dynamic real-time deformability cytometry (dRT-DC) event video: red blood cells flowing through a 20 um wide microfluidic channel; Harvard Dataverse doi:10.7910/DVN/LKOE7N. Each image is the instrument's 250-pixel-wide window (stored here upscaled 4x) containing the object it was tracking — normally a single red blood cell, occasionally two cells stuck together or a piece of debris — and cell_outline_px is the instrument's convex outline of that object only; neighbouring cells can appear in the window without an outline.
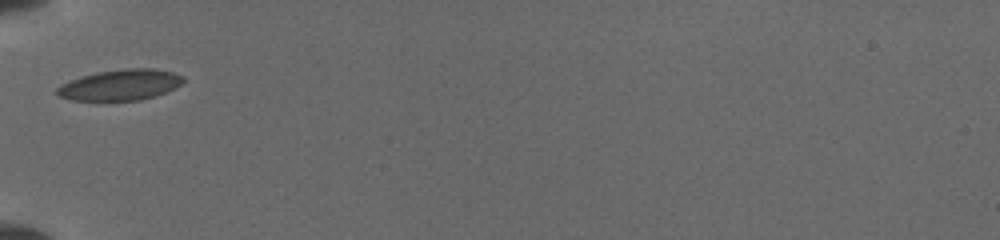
{"species": "common noctule bat (a hibernating species)", "species_latin": "Nyctalus noctula", "temperature_condition": "cold", "stored_images_in_passage": 4, "camera_frame_rate_fps": 3000, "um_per_image_px": 0.085, "animal": {"sex": "female", "body_mass_g": 19.5, "forearm_length_mm": 54.1}, "frame": {"image": 1, "passage_image": 1, "time_ms": 0.0, "image_size_px": [1000, 240], "cell_outline_px": [[184, 80], [180, 84], [164, 92], [140, 100], [72, 100], [60, 96], [56, 92], [56, 88], [60, 84], [84, 76], [100, 72], [124, 68], [152, 68], [172, 72], [184, 76]], "centroid_in_image_um": [10.22, 7.21], "position_along_channel_um": 74.8, "area_um2": 22.2}}
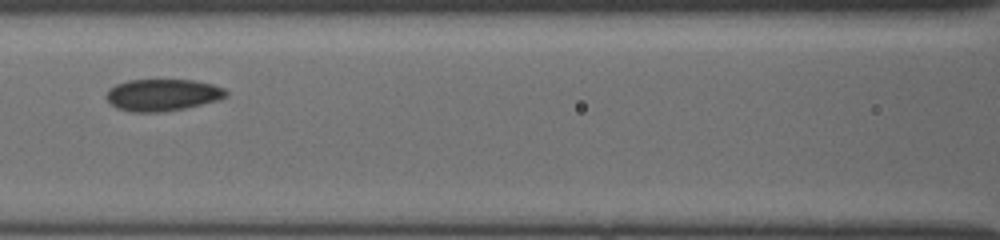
{"frame": {"image": 2, "passage_image": 3, "time_ms": 2.0, "image_size_px": [1000, 240], "cell_outline_px": [[228, 96], [216, 100], [184, 108], [164, 112], [132, 112], [116, 108], [104, 96], [116, 84], [128, 80], [192, 80], [212, 84], [224, 88], [228, 92]], "centroid_in_image_um": [13.81, 8.07], "position_along_channel_um": 152.8, "area_um2": 22.08}}
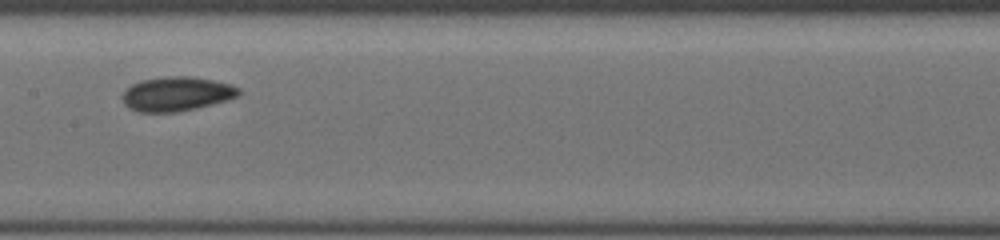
{"frame": {"image": 3, "passage_image": 4, "time_ms": 3.0, "image_size_px": [1000, 240], "cell_outline_px": [[240, 96], [196, 108], [176, 112], [140, 112], [128, 108], [124, 104], [124, 92], [132, 84], [144, 80], [168, 76], [188, 76], [212, 80], [232, 84], [240, 88]], "centroid_in_image_um": [15.04, 7.98], "position_along_channel_um": 192.4, "area_um2": 23.0}}